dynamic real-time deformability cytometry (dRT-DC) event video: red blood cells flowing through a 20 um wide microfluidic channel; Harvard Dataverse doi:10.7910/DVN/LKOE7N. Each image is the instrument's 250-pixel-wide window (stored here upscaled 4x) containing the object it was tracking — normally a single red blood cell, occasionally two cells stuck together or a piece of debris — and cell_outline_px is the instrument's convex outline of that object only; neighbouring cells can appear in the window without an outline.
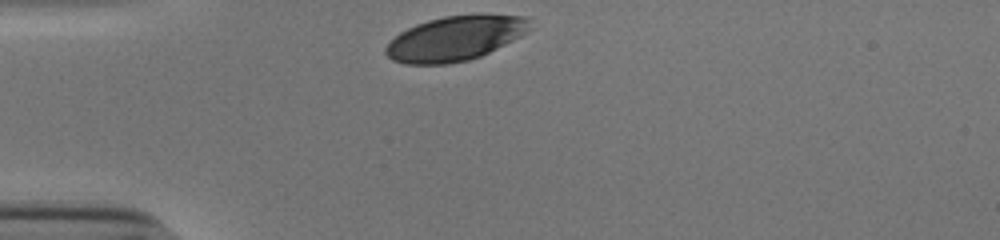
{"species": "human", "species_latin": "Homo sapiens", "temperature_condition": "cold", "stored_images_in_passage": 27, "camera_frame_rate_fps": 3000, "um_per_image_px": 0.085, "donor": {"sex": "male"}, "frame": {"image": 1, "passage_image": 1, "time_ms": 0.0, "image_size_px": [1000, 240], "cell_outline_px": [[528, 32], [480, 56], [468, 60], [448, 64], [404, 64], [392, 60], [384, 52], [384, 48], [400, 32], [416, 24], [428, 20], [444, 16], [480, 12], [528, 16]], "centroid_in_image_um": [38.69, 3.23], "position_along_channel_um": 46.3, "area_um2": 37.86}}
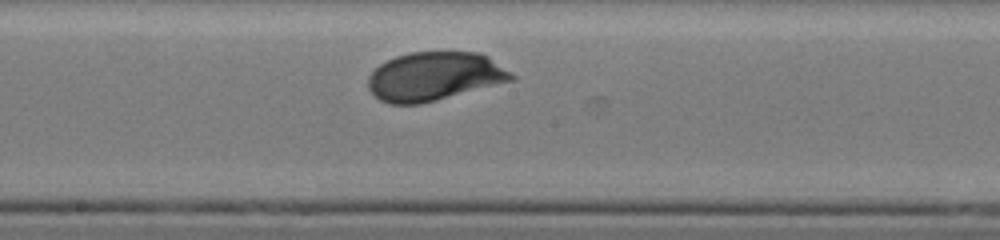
{"frame": {"image": 2, "passage_image": 16, "time_ms": 5.0, "image_size_px": [1000, 240], "cell_outline_px": [[516, 76], [512, 80], [436, 100], [420, 104], [388, 104], [380, 100], [368, 88], [368, 76], [380, 64], [396, 56], [412, 52], [480, 52], [488, 56]], "centroid_in_image_um": [36.9, 6.49], "position_along_channel_um": 211.3, "area_um2": 40.29}}
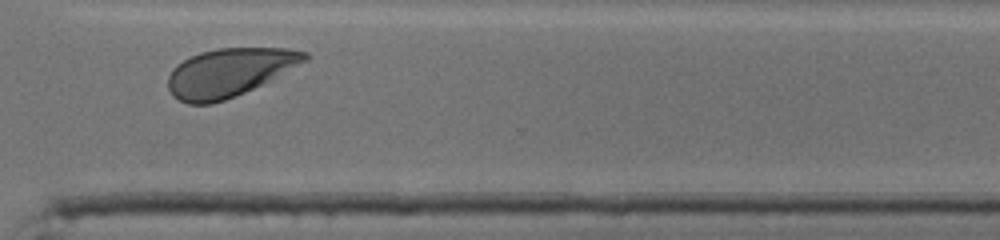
{"frame": {"image": 3, "passage_image": 27, "time_ms": 8.667, "image_size_px": [1000, 240], "cell_outline_px": [[308, 60], [244, 92], [224, 100], [212, 104], [188, 104], [172, 96], [168, 88], [168, 76], [172, 68], [176, 64], [200, 52], [216, 48], [288, 48], [308, 52]], "centroid_in_image_um": [19.44, 6.15], "position_along_channel_um": 351.2, "area_um2": 38.09}}